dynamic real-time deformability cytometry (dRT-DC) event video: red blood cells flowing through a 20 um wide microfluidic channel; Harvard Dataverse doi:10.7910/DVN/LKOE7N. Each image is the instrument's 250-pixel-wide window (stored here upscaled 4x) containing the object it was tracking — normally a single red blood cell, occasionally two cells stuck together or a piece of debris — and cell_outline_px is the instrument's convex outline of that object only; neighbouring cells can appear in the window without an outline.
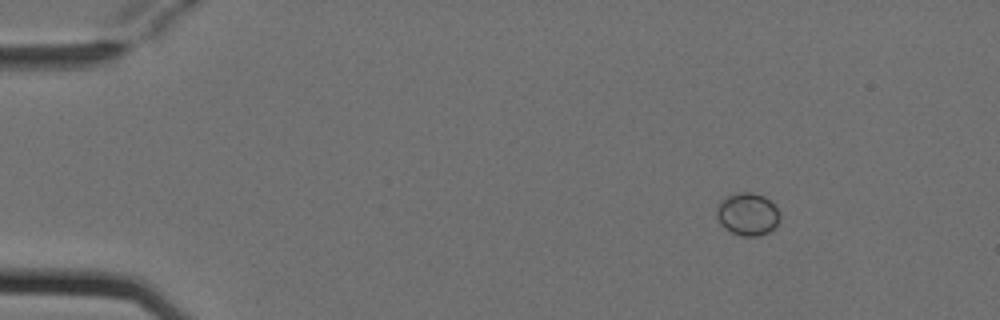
{"species": "Egyptian fruit bat (a non-hibernating species)", "species_latin": "Rousettus aegyptiacus", "temperature_condition": "cold", "stored_images_in_passage": 4, "camera_frame_rate_fps": 3000, "um_per_image_px": 0.085, "animal": {"sex": "female"}, "frame": {"image": 1, "passage_image": 2, "time_ms": 0.333, "image_size_px": [1000, 320], "cell_outline_px": [[780, 220], [776, 228], [760, 236], [740, 236], [732, 232], [720, 224], [716, 216], [716, 208], [720, 200], [728, 196], [740, 192], [752, 192], [764, 196], [780, 212]], "centroid_in_image_um": [63.55, 18.22], "position_along_channel_um": 21.5, "area_um2": 15.84}}